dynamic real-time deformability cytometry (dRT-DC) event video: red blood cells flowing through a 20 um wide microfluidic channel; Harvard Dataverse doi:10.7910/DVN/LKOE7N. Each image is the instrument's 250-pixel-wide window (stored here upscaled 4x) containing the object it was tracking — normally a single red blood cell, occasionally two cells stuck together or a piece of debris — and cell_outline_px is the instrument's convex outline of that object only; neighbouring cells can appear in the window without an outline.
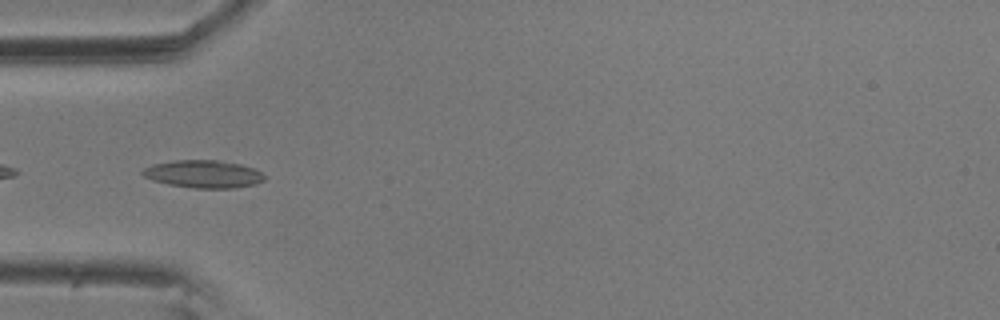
{"species": "common noctule bat (a hibernating species)", "species_latin": "Nyctalus noctula", "temperature_condition": "room temperature", "stored_images_in_passage": 5, "camera_frame_rate_fps": 3000, "um_per_image_px": 0.085, "animal": {"sex": "male", "body_mass_g": 20.5, "forearm_length_mm": 52.5}, "frame": {"image": 1, "passage_image": 4, "time_ms": 1.0, "image_size_px": [1000, 320], "cell_outline_px": [[264, 180], [256, 184], [236, 188], [196, 188], [168, 184], [152, 180], [144, 176], [140, 172], [144, 168], [152, 164], [172, 160], [216, 160], [240, 164], [252, 168], [260, 172], [264, 176]], "centroid_in_image_um": [17.26, 14.79], "position_along_channel_um": 67.7, "area_um2": 19.59}}
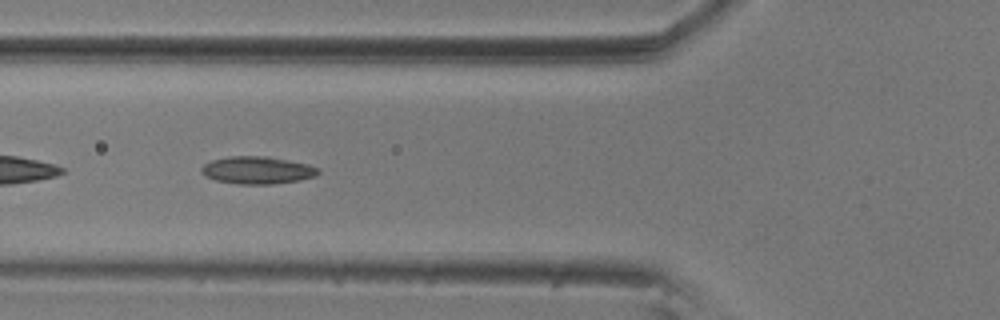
{"frame": {"image": 2, "passage_image": 5, "time_ms": 1.333, "image_size_px": [1000, 320], "cell_outline_px": [[320, 172], [316, 176], [300, 180], [272, 184], [240, 184], [216, 180], [204, 176], [200, 172], [200, 168], [204, 164], [212, 160], [228, 156], [268, 156], [308, 164], [320, 168]], "centroid_in_image_um": [21.88, 14.46], "position_along_channel_um": 103.9, "area_um2": 18.84}}